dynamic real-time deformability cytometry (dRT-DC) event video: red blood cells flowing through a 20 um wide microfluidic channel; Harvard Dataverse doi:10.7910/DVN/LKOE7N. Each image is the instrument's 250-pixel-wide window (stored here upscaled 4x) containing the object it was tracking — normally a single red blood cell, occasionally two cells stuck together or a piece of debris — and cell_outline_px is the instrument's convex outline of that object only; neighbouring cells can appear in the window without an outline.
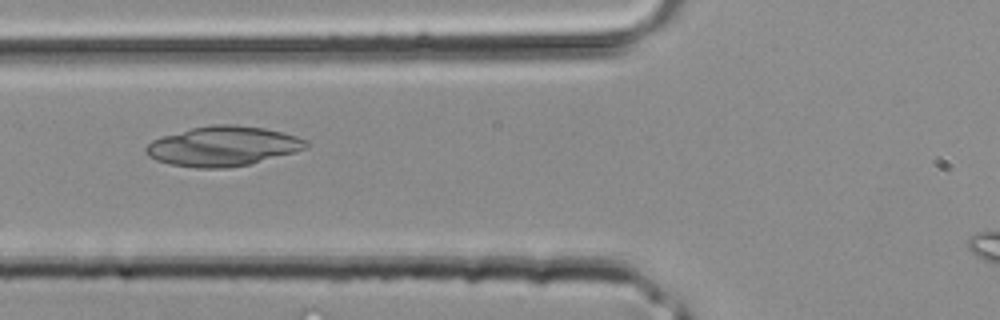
{"species": "common noctule bat (a hibernating species)", "species_latin": "Nyctalus noctula", "temperature_condition": "room temperature", "stored_images_in_passage": 5, "segment_of_instrument_passage": [1, 2], "camera_frame_rate_fps": 3000, "um_per_image_px": 0.085, "animal": {"sex": "male", "body_mass_g": 20.4}, "frame": {"image": 1, "passage_image": 4, "time_ms": 1.0, "image_size_px": [1000, 320], "cell_outline_px": [[312, 144], [308, 148], [296, 152], [248, 164], [228, 168], [196, 168], [172, 164], [156, 160], [148, 156], [144, 152], [144, 148], [152, 140], [164, 136], [192, 128], [212, 124], [232, 124], [264, 128], [296, 136], [308, 140]], "centroid_in_image_um": [18.98, 12.43], "position_along_channel_um": 106.8, "area_um2": 37.11}}